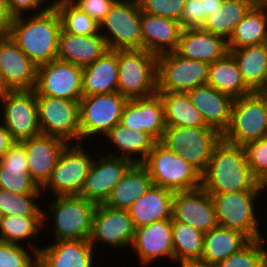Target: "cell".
<instances>
[{
    "label": "cell",
    "mask_w": 267,
    "mask_h": 267,
    "mask_svg": "<svg viewBox=\"0 0 267 267\" xmlns=\"http://www.w3.org/2000/svg\"><path fill=\"white\" fill-rule=\"evenodd\" d=\"M209 64L185 59L176 52L157 57V93L183 92L207 84Z\"/></svg>",
    "instance_id": "cell-11"
},
{
    "label": "cell",
    "mask_w": 267,
    "mask_h": 267,
    "mask_svg": "<svg viewBox=\"0 0 267 267\" xmlns=\"http://www.w3.org/2000/svg\"><path fill=\"white\" fill-rule=\"evenodd\" d=\"M127 101L119 92L83 96L79 101L80 141L98 134L104 137L120 123Z\"/></svg>",
    "instance_id": "cell-12"
},
{
    "label": "cell",
    "mask_w": 267,
    "mask_h": 267,
    "mask_svg": "<svg viewBox=\"0 0 267 267\" xmlns=\"http://www.w3.org/2000/svg\"><path fill=\"white\" fill-rule=\"evenodd\" d=\"M204 234L191 225L172 221L174 262L200 261L203 253Z\"/></svg>",
    "instance_id": "cell-39"
},
{
    "label": "cell",
    "mask_w": 267,
    "mask_h": 267,
    "mask_svg": "<svg viewBox=\"0 0 267 267\" xmlns=\"http://www.w3.org/2000/svg\"><path fill=\"white\" fill-rule=\"evenodd\" d=\"M141 11L180 21L185 0H138Z\"/></svg>",
    "instance_id": "cell-47"
},
{
    "label": "cell",
    "mask_w": 267,
    "mask_h": 267,
    "mask_svg": "<svg viewBox=\"0 0 267 267\" xmlns=\"http://www.w3.org/2000/svg\"><path fill=\"white\" fill-rule=\"evenodd\" d=\"M61 20V29L76 35L99 33V24L87 13L82 12L70 0L54 5Z\"/></svg>",
    "instance_id": "cell-41"
},
{
    "label": "cell",
    "mask_w": 267,
    "mask_h": 267,
    "mask_svg": "<svg viewBox=\"0 0 267 267\" xmlns=\"http://www.w3.org/2000/svg\"><path fill=\"white\" fill-rule=\"evenodd\" d=\"M35 95L79 102L83 97L82 67L59 59L37 66Z\"/></svg>",
    "instance_id": "cell-15"
},
{
    "label": "cell",
    "mask_w": 267,
    "mask_h": 267,
    "mask_svg": "<svg viewBox=\"0 0 267 267\" xmlns=\"http://www.w3.org/2000/svg\"><path fill=\"white\" fill-rule=\"evenodd\" d=\"M172 221H179L208 232L216 227L215 206L211 195L201 186L194 190L174 193Z\"/></svg>",
    "instance_id": "cell-18"
},
{
    "label": "cell",
    "mask_w": 267,
    "mask_h": 267,
    "mask_svg": "<svg viewBox=\"0 0 267 267\" xmlns=\"http://www.w3.org/2000/svg\"><path fill=\"white\" fill-rule=\"evenodd\" d=\"M118 92L128 99L157 93V55L144 50H117Z\"/></svg>",
    "instance_id": "cell-7"
},
{
    "label": "cell",
    "mask_w": 267,
    "mask_h": 267,
    "mask_svg": "<svg viewBox=\"0 0 267 267\" xmlns=\"http://www.w3.org/2000/svg\"><path fill=\"white\" fill-rule=\"evenodd\" d=\"M46 2H48L49 5L54 6L60 2H64V1H68V0H45ZM49 1H52L51 3Z\"/></svg>",
    "instance_id": "cell-54"
},
{
    "label": "cell",
    "mask_w": 267,
    "mask_h": 267,
    "mask_svg": "<svg viewBox=\"0 0 267 267\" xmlns=\"http://www.w3.org/2000/svg\"><path fill=\"white\" fill-rule=\"evenodd\" d=\"M267 136V92H252L234 98L231 120L222 138L230 143L245 144Z\"/></svg>",
    "instance_id": "cell-6"
},
{
    "label": "cell",
    "mask_w": 267,
    "mask_h": 267,
    "mask_svg": "<svg viewBox=\"0 0 267 267\" xmlns=\"http://www.w3.org/2000/svg\"><path fill=\"white\" fill-rule=\"evenodd\" d=\"M0 189L15 194L42 193L28 170L24 144L15 141L0 158Z\"/></svg>",
    "instance_id": "cell-24"
},
{
    "label": "cell",
    "mask_w": 267,
    "mask_h": 267,
    "mask_svg": "<svg viewBox=\"0 0 267 267\" xmlns=\"http://www.w3.org/2000/svg\"><path fill=\"white\" fill-rule=\"evenodd\" d=\"M141 164L149 173L153 185L173 192L194 190L202 185V174L160 142L153 146Z\"/></svg>",
    "instance_id": "cell-4"
},
{
    "label": "cell",
    "mask_w": 267,
    "mask_h": 267,
    "mask_svg": "<svg viewBox=\"0 0 267 267\" xmlns=\"http://www.w3.org/2000/svg\"><path fill=\"white\" fill-rule=\"evenodd\" d=\"M267 43V10L253 5L227 40L228 49Z\"/></svg>",
    "instance_id": "cell-36"
},
{
    "label": "cell",
    "mask_w": 267,
    "mask_h": 267,
    "mask_svg": "<svg viewBox=\"0 0 267 267\" xmlns=\"http://www.w3.org/2000/svg\"><path fill=\"white\" fill-rule=\"evenodd\" d=\"M36 102L42 134L62 138L69 144L81 143L79 102L45 95H36Z\"/></svg>",
    "instance_id": "cell-14"
},
{
    "label": "cell",
    "mask_w": 267,
    "mask_h": 267,
    "mask_svg": "<svg viewBox=\"0 0 267 267\" xmlns=\"http://www.w3.org/2000/svg\"><path fill=\"white\" fill-rule=\"evenodd\" d=\"M250 239L242 232L217 225L205 232L201 262L217 265L238 252Z\"/></svg>",
    "instance_id": "cell-32"
},
{
    "label": "cell",
    "mask_w": 267,
    "mask_h": 267,
    "mask_svg": "<svg viewBox=\"0 0 267 267\" xmlns=\"http://www.w3.org/2000/svg\"><path fill=\"white\" fill-rule=\"evenodd\" d=\"M172 190L157 185L150 188L127 209L135 228L172 218Z\"/></svg>",
    "instance_id": "cell-29"
},
{
    "label": "cell",
    "mask_w": 267,
    "mask_h": 267,
    "mask_svg": "<svg viewBox=\"0 0 267 267\" xmlns=\"http://www.w3.org/2000/svg\"><path fill=\"white\" fill-rule=\"evenodd\" d=\"M264 238L250 240L238 252L233 253L216 267H267Z\"/></svg>",
    "instance_id": "cell-43"
},
{
    "label": "cell",
    "mask_w": 267,
    "mask_h": 267,
    "mask_svg": "<svg viewBox=\"0 0 267 267\" xmlns=\"http://www.w3.org/2000/svg\"><path fill=\"white\" fill-rule=\"evenodd\" d=\"M207 85L233 98L252 93L245 85L239 67L229 52L223 58L209 64Z\"/></svg>",
    "instance_id": "cell-35"
},
{
    "label": "cell",
    "mask_w": 267,
    "mask_h": 267,
    "mask_svg": "<svg viewBox=\"0 0 267 267\" xmlns=\"http://www.w3.org/2000/svg\"><path fill=\"white\" fill-rule=\"evenodd\" d=\"M254 5L267 10V0H253Z\"/></svg>",
    "instance_id": "cell-53"
},
{
    "label": "cell",
    "mask_w": 267,
    "mask_h": 267,
    "mask_svg": "<svg viewBox=\"0 0 267 267\" xmlns=\"http://www.w3.org/2000/svg\"><path fill=\"white\" fill-rule=\"evenodd\" d=\"M31 15L16 16L8 35L39 66L57 59L61 20L54 6Z\"/></svg>",
    "instance_id": "cell-2"
},
{
    "label": "cell",
    "mask_w": 267,
    "mask_h": 267,
    "mask_svg": "<svg viewBox=\"0 0 267 267\" xmlns=\"http://www.w3.org/2000/svg\"><path fill=\"white\" fill-rule=\"evenodd\" d=\"M164 106L166 126L207 127L202 114L192 104L188 93H159Z\"/></svg>",
    "instance_id": "cell-38"
},
{
    "label": "cell",
    "mask_w": 267,
    "mask_h": 267,
    "mask_svg": "<svg viewBox=\"0 0 267 267\" xmlns=\"http://www.w3.org/2000/svg\"><path fill=\"white\" fill-rule=\"evenodd\" d=\"M221 138L222 134L210 126H166L160 143L203 174Z\"/></svg>",
    "instance_id": "cell-5"
},
{
    "label": "cell",
    "mask_w": 267,
    "mask_h": 267,
    "mask_svg": "<svg viewBox=\"0 0 267 267\" xmlns=\"http://www.w3.org/2000/svg\"><path fill=\"white\" fill-rule=\"evenodd\" d=\"M140 24L138 0H117L99 24V30L109 50H139L142 49Z\"/></svg>",
    "instance_id": "cell-8"
},
{
    "label": "cell",
    "mask_w": 267,
    "mask_h": 267,
    "mask_svg": "<svg viewBox=\"0 0 267 267\" xmlns=\"http://www.w3.org/2000/svg\"><path fill=\"white\" fill-rule=\"evenodd\" d=\"M175 52L185 59L199 60L210 64L223 58L229 50L224 37L202 28H186L181 32Z\"/></svg>",
    "instance_id": "cell-25"
},
{
    "label": "cell",
    "mask_w": 267,
    "mask_h": 267,
    "mask_svg": "<svg viewBox=\"0 0 267 267\" xmlns=\"http://www.w3.org/2000/svg\"><path fill=\"white\" fill-rule=\"evenodd\" d=\"M46 3L47 6H45ZM8 5L15 17L23 15V13L26 14L30 10V12L34 10L36 11L35 13H41L51 6L45 0H8Z\"/></svg>",
    "instance_id": "cell-49"
},
{
    "label": "cell",
    "mask_w": 267,
    "mask_h": 267,
    "mask_svg": "<svg viewBox=\"0 0 267 267\" xmlns=\"http://www.w3.org/2000/svg\"><path fill=\"white\" fill-rule=\"evenodd\" d=\"M37 65L7 35L0 44V92L35 90Z\"/></svg>",
    "instance_id": "cell-16"
},
{
    "label": "cell",
    "mask_w": 267,
    "mask_h": 267,
    "mask_svg": "<svg viewBox=\"0 0 267 267\" xmlns=\"http://www.w3.org/2000/svg\"><path fill=\"white\" fill-rule=\"evenodd\" d=\"M253 5V0H223L219 8L207 17L202 29L228 40Z\"/></svg>",
    "instance_id": "cell-37"
},
{
    "label": "cell",
    "mask_w": 267,
    "mask_h": 267,
    "mask_svg": "<svg viewBox=\"0 0 267 267\" xmlns=\"http://www.w3.org/2000/svg\"><path fill=\"white\" fill-rule=\"evenodd\" d=\"M108 50L100 32L92 35H76L61 29L57 59L83 68L102 57Z\"/></svg>",
    "instance_id": "cell-28"
},
{
    "label": "cell",
    "mask_w": 267,
    "mask_h": 267,
    "mask_svg": "<svg viewBox=\"0 0 267 267\" xmlns=\"http://www.w3.org/2000/svg\"><path fill=\"white\" fill-rule=\"evenodd\" d=\"M54 197V201L48 206L51 216L46 211L43 212V224L54 219L55 241L89 239L97 204L80 195Z\"/></svg>",
    "instance_id": "cell-3"
},
{
    "label": "cell",
    "mask_w": 267,
    "mask_h": 267,
    "mask_svg": "<svg viewBox=\"0 0 267 267\" xmlns=\"http://www.w3.org/2000/svg\"><path fill=\"white\" fill-rule=\"evenodd\" d=\"M180 267H216V265L207 264L201 261L180 262Z\"/></svg>",
    "instance_id": "cell-52"
},
{
    "label": "cell",
    "mask_w": 267,
    "mask_h": 267,
    "mask_svg": "<svg viewBox=\"0 0 267 267\" xmlns=\"http://www.w3.org/2000/svg\"><path fill=\"white\" fill-rule=\"evenodd\" d=\"M151 185L152 179L145 167L134 163L112 189L104 204L110 208L127 210Z\"/></svg>",
    "instance_id": "cell-33"
},
{
    "label": "cell",
    "mask_w": 267,
    "mask_h": 267,
    "mask_svg": "<svg viewBox=\"0 0 267 267\" xmlns=\"http://www.w3.org/2000/svg\"><path fill=\"white\" fill-rule=\"evenodd\" d=\"M201 186L209 194L267 189L252 175L244 147L223 138L214 147Z\"/></svg>",
    "instance_id": "cell-1"
},
{
    "label": "cell",
    "mask_w": 267,
    "mask_h": 267,
    "mask_svg": "<svg viewBox=\"0 0 267 267\" xmlns=\"http://www.w3.org/2000/svg\"><path fill=\"white\" fill-rule=\"evenodd\" d=\"M118 92L117 50H108L102 57L82 68L83 96Z\"/></svg>",
    "instance_id": "cell-30"
},
{
    "label": "cell",
    "mask_w": 267,
    "mask_h": 267,
    "mask_svg": "<svg viewBox=\"0 0 267 267\" xmlns=\"http://www.w3.org/2000/svg\"><path fill=\"white\" fill-rule=\"evenodd\" d=\"M188 95L205 123L223 134L230 124L234 98L207 84L190 90Z\"/></svg>",
    "instance_id": "cell-26"
},
{
    "label": "cell",
    "mask_w": 267,
    "mask_h": 267,
    "mask_svg": "<svg viewBox=\"0 0 267 267\" xmlns=\"http://www.w3.org/2000/svg\"><path fill=\"white\" fill-rule=\"evenodd\" d=\"M41 195L42 193L15 194L0 189V213L2 216H43V209L35 201Z\"/></svg>",
    "instance_id": "cell-42"
},
{
    "label": "cell",
    "mask_w": 267,
    "mask_h": 267,
    "mask_svg": "<svg viewBox=\"0 0 267 267\" xmlns=\"http://www.w3.org/2000/svg\"><path fill=\"white\" fill-rule=\"evenodd\" d=\"M8 34H4V33H1L0 32V44H1V41L7 36Z\"/></svg>",
    "instance_id": "cell-55"
},
{
    "label": "cell",
    "mask_w": 267,
    "mask_h": 267,
    "mask_svg": "<svg viewBox=\"0 0 267 267\" xmlns=\"http://www.w3.org/2000/svg\"><path fill=\"white\" fill-rule=\"evenodd\" d=\"M243 147L252 175L267 187V137L251 141Z\"/></svg>",
    "instance_id": "cell-45"
},
{
    "label": "cell",
    "mask_w": 267,
    "mask_h": 267,
    "mask_svg": "<svg viewBox=\"0 0 267 267\" xmlns=\"http://www.w3.org/2000/svg\"><path fill=\"white\" fill-rule=\"evenodd\" d=\"M33 253L38 254L40 267H94L95 248L86 240H59L48 247L32 246Z\"/></svg>",
    "instance_id": "cell-23"
},
{
    "label": "cell",
    "mask_w": 267,
    "mask_h": 267,
    "mask_svg": "<svg viewBox=\"0 0 267 267\" xmlns=\"http://www.w3.org/2000/svg\"><path fill=\"white\" fill-rule=\"evenodd\" d=\"M223 0H185L180 19L182 29L202 28L207 17L222 4Z\"/></svg>",
    "instance_id": "cell-44"
},
{
    "label": "cell",
    "mask_w": 267,
    "mask_h": 267,
    "mask_svg": "<svg viewBox=\"0 0 267 267\" xmlns=\"http://www.w3.org/2000/svg\"><path fill=\"white\" fill-rule=\"evenodd\" d=\"M120 124L134 131L148 133L156 142H160L166 129L160 94L128 99Z\"/></svg>",
    "instance_id": "cell-20"
},
{
    "label": "cell",
    "mask_w": 267,
    "mask_h": 267,
    "mask_svg": "<svg viewBox=\"0 0 267 267\" xmlns=\"http://www.w3.org/2000/svg\"><path fill=\"white\" fill-rule=\"evenodd\" d=\"M82 12L87 13L98 24L104 19L106 14L117 0H70Z\"/></svg>",
    "instance_id": "cell-48"
},
{
    "label": "cell",
    "mask_w": 267,
    "mask_h": 267,
    "mask_svg": "<svg viewBox=\"0 0 267 267\" xmlns=\"http://www.w3.org/2000/svg\"><path fill=\"white\" fill-rule=\"evenodd\" d=\"M136 228L127 210L114 209L97 204L89 238L94 247L97 243L122 248L132 246ZM97 242V243H96Z\"/></svg>",
    "instance_id": "cell-17"
},
{
    "label": "cell",
    "mask_w": 267,
    "mask_h": 267,
    "mask_svg": "<svg viewBox=\"0 0 267 267\" xmlns=\"http://www.w3.org/2000/svg\"><path fill=\"white\" fill-rule=\"evenodd\" d=\"M266 263H267V249H265Z\"/></svg>",
    "instance_id": "cell-56"
},
{
    "label": "cell",
    "mask_w": 267,
    "mask_h": 267,
    "mask_svg": "<svg viewBox=\"0 0 267 267\" xmlns=\"http://www.w3.org/2000/svg\"><path fill=\"white\" fill-rule=\"evenodd\" d=\"M245 85L252 92H267V43L228 49Z\"/></svg>",
    "instance_id": "cell-31"
},
{
    "label": "cell",
    "mask_w": 267,
    "mask_h": 267,
    "mask_svg": "<svg viewBox=\"0 0 267 267\" xmlns=\"http://www.w3.org/2000/svg\"><path fill=\"white\" fill-rule=\"evenodd\" d=\"M142 49L155 55L175 52L182 28L180 22L141 11Z\"/></svg>",
    "instance_id": "cell-27"
},
{
    "label": "cell",
    "mask_w": 267,
    "mask_h": 267,
    "mask_svg": "<svg viewBox=\"0 0 267 267\" xmlns=\"http://www.w3.org/2000/svg\"><path fill=\"white\" fill-rule=\"evenodd\" d=\"M2 124L14 141L41 134L35 90L1 91Z\"/></svg>",
    "instance_id": "cell-13"
},
{
    "label": "cell",
    "mask_w": 267,
    "mask_h": 267,
    "mask_svg": "<svg viewBox=\"0 0 267 267\" xmlns=\"http://www.w3.org/2000/svg\"><path fill=\"white\" fill-rule=\"evenodd\" d=\"M94 159L80 196L104 204L112 189L134 164L131 160L107 154Z\"/></svg>",
    "instance_id": "cell-19"
},
{
    "label": "cell",
    "mask_w": 267,
    "mask_h": 267,
    "mask_svg": "<svg viewBox=\"0 0 267 267\" xmlns=\"http://www.w3.org/2000/svg\"><path fill=\"white\" fill-rule=\"evenodd\" d=\"M105 137L117 147V153L121 151L118 154L109 152V155L129 159L135 164H141L157 143L148 133L134 131L120 123L115 125Z\"/></svg>",
    "instance_id": "cell-34"
},
{
    "label": "cell",
    "mask_w": 267,
    "mask_h": 267,
    "mask_svg": "<svg viewBox=\"0 0 267 267\" xmlns=\"http://www.w3.org/2000/svg\"><path fill=\"white\" fill-rule=\"evenodd\" d=\"M38 254H31L22 245L0 241V267H34Z\"/></svg>",
    "instance_id": "cell-46"
},
{
    "label": "cell",
    "mask_w": 267,
    "mask_h": 267,
    "mask_svg": "<svg viewBox=\"0 0 267 267\" xmlns=\"http://www.w3.org/2000/svg\"><path fill=\"white\" fill-rule=\"evenodd\" d=\"M21 142L27 153L30 176L42 187L50 178L62 151L69 143L62 138L42 133Z\"/></svg>",
    "instance_id": "cell-22"
},
{
    "label": "cell",
    "mask_w": 267,
    "mask_h": 267,
    "mask_svg": "<svg viewBox=\"0 0 267 267\" xmlns=\"http://www.w3.org/2000/svg\"><path fill=\"white\" fill-rule=\"evenodd\" d=\"M264 190H241L226 194H210L215 206L217 224L242 232L250 240L261 239L255 201Z\"/></svg>",
    "instance_id": "cell-9"
},
{
    "label": "cell",
    "mask_w": 267,
    "mask_h": 267,
    "mask_svg": "<svg viewBox=\"0 0 267 267\" xmlns=\"http://www.w3.org/2000/svg\"><path fill=\"white\" fill-rule=\"evenodd\" d=\"M14 142L10 132L0 123V158L9 150Z\"/></svg>",
    "instance_id": "cell-51"
},
{
    "label": "cell",
    "mask_w": 267,
    "mask_h": 267,
    "mask_svg": "<svg viewBox=\"0 0 267 267\" xmlns=\"http://www.w3.org/2000/svg\"><path fill=\"white\" fill-rule=\"evenodd\" d=\"M47 223L43 224V216H20L9 215L0 218V241L15 245H22L20 242L33 239L41 234Z\"/></svg>",
    "instance_id": "cell-40"
},
{
    "label": "cell",
    "mask_w": 267,
    "mask_h": 267,
    "mask_svg": "<svg viewBox=\"0 0 267 267\" xmlns=\"http://www.w3.org/2000/svg\"><path fill=\"white\" fill-rule=\"evenodd\" d=\"M132 248L143 266L150 265L162 257L174 262L172 218L136 228Z\"/></svg>",
    "instance_id": "cell-21"
},
{
    "label": "cell",
    "mask_w": 267,
    "mask_h": 267,
    "mask_svg": "<svg viewBox=\"0 0 267 267\" xmlns=\"http://www.w3.org/2000/svg\"><path fill=\"white\" fill-rule=\"evenodd\" d=\"M83 144L71 143L64 148L50 178L41 187L42 194L50 190L55 196L80 195L94 160Z\"/></svg>",
    "instance_id": "cell-10"
},
{
    "label": "cell",
    "mask_w": 267,
    "mask_h": 267,
    "mask_svg": "<svg viewBox=\"0 0 267 267\" xmlns=\"http://www.w3.org/2000/svg\"><path fill=\"white\" fill-rule=\"evenodd\" d=\"M15 16L11 13L8 0H0V32L8 34Z\"/></svg>",
    "instance_id": "cell-50"
}]
</instances>
